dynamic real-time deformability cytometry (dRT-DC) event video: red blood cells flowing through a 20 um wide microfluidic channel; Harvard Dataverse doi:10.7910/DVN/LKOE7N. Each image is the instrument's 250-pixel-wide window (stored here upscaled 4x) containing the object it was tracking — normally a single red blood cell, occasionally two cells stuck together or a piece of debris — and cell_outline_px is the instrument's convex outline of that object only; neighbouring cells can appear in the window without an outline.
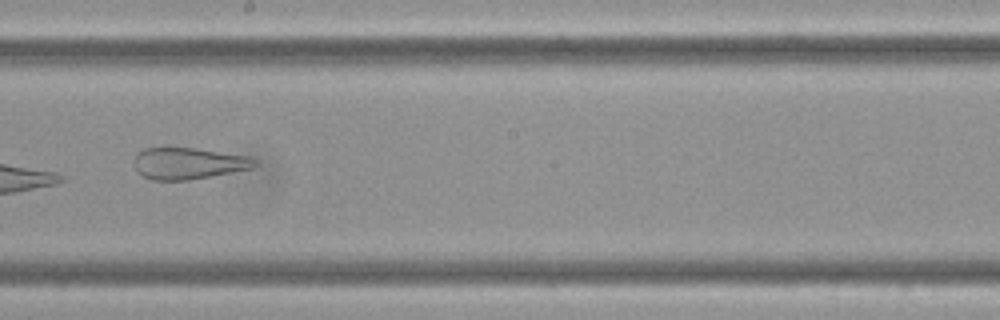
{"species": "Egyptian fruit bat (a non-hibernating species)", "species_latin": "Rousettus aegyptiacus", "temperature_condition": "cold", "stored_images_in_passage": 17, "camera_frame_rate_fps": 3000, "um_per_image_px": 0.085, "frame": {"image": 1, "passage_image": 10, "time_ms": 3.0, "image_size_px": [1000, 320], "cell_outline_px": [[260, 164], [252, 168], [188, 180], [152, 180], [144, 176], [136, 168], [136, 156], [144, 148], [164, 144], [196, 148], [248, 156], [256, 160]], "centroid_in_image_um": [16.01, 13.84], "position_along_channel_um": 232.2, "area_um2": 22.54}}